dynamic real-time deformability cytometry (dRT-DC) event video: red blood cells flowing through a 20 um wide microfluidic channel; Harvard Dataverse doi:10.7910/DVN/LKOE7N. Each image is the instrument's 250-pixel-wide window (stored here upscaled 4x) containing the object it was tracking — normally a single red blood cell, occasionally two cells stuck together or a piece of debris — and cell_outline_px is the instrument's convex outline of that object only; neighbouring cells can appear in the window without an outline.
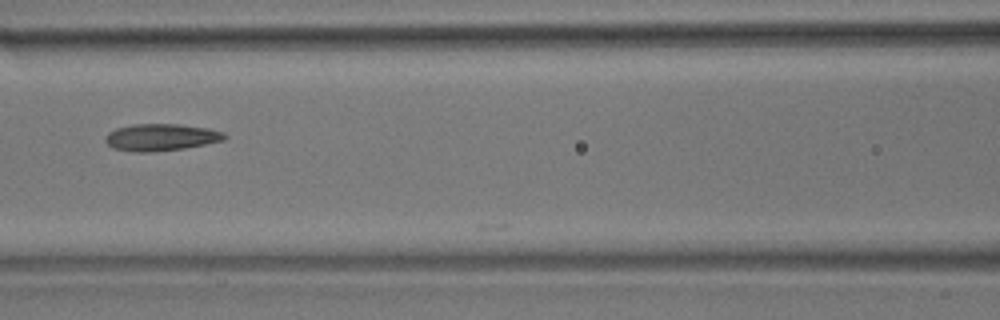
{"species": "common noctule bat (a hibernating species)", "species_latin": "Nyctalus noctula", "temperature_condition": "room temperature", "stored_images_in_passage": 10, "camera_frame_rate_fps": 3000, "um_per_image_px": 0.085, "animal": {"sex": "male", "body_mass_g": 17.9}, "frame": {"image": 1, "passage_image": 7, "time_ms": 2.0, "image_size_px": [1000, 320], "cell_outline_px": [[228, 136], [224, 140], [184, 148], [152, 152], [136, 152], [112, 148], [104, 140], [108, 132], [116, 128], [132, 124], [180, 124], [208, 128], [224, 132]], "centroid_in_image_um": [13.68, 11.66], "position_along_channel_um": 152.9, "area_um2": 18.79}}
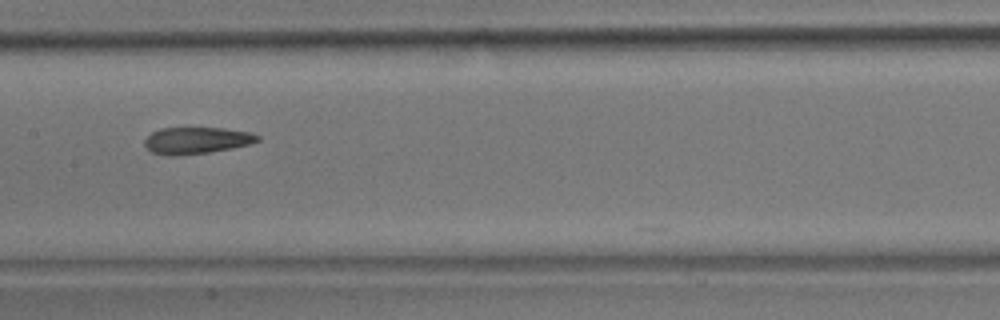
{"frame": {"image": 2, "passage_image": 8, "time_ms": 2.333, "image_size_px": [1000, 320], "cell_outline_px": [[260, 140], [252, 144], [232, 148], [208, 152], [172, 156], [152, 152], [144, 144], [144, 140], [152, 132], [160, 128], [224, 128], [252, 132], [260, 136]], "centroid_in_image_um": [16.75, 11.93], "position_along_channel_um": 190.6, "area_um2": 17.57}}
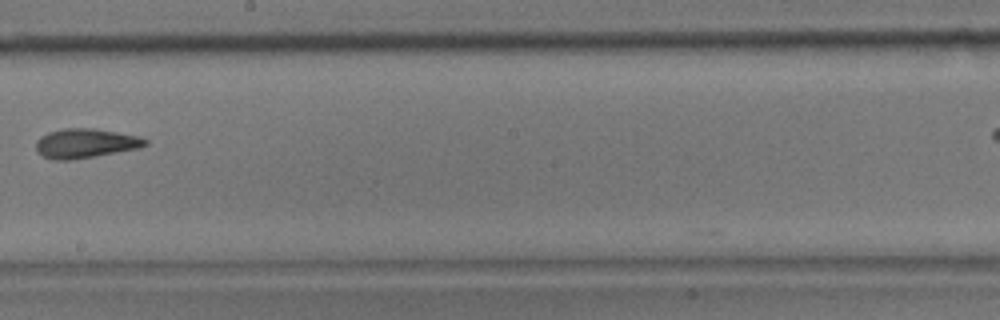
{"frame": {"image": 3, "passage_image": 9, "time_ms": 2.667, "image_size_px": [1000, 320], "cell_outline_px": [[148, 144], [140, 148], [68, 160], [52, 160], [36, 152], [36, 140], [40, 136], [48, 132], [64, 128], [96, 128], [140, 136], [148, 140]], "centroid_in_image_um": [7.25, 12.17], "position_along_channel_um": 240.9, "area_um2": 18.79}}